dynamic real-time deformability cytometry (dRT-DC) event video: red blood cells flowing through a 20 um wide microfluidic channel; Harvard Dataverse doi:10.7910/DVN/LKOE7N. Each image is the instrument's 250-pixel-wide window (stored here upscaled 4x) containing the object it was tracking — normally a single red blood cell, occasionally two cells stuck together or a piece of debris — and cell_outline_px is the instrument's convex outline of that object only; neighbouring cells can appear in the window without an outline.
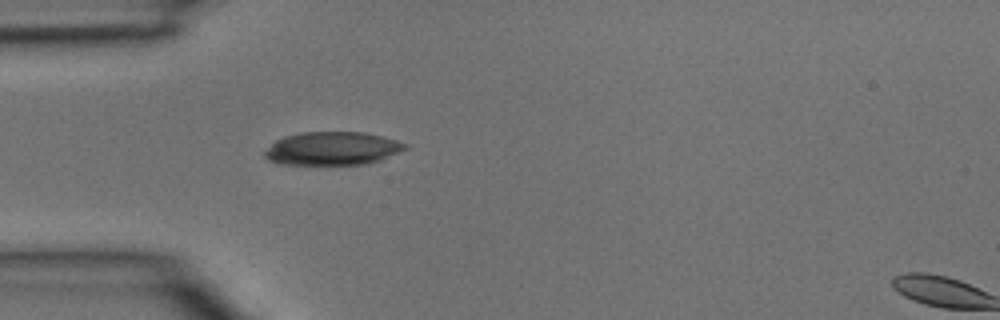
{"species": "common noctule bat (a hibernating species)", "species_latin": "Nyctalus noctula", "temperature_condition": "room temperature", "stored_images_in_passage": 5, "segment_of_instrument_passage": [1, 2], "camera_frame_rate_fps": 3000, "um_per_image_px": 0.085, "animal": {"sex": "male", "body_mass_g": 15.6}, "frame": {"image": 1, "passage_image": 4, "time_ms": 1.0, "image_size_px": [1000, 320], "cell_outline_px": [[408, 148], [380, 160], [368, 164], [280, 164], [268, 160], [264, 156], [264, 152], [276, 140], [284, 136], [300, 132], [364, 132], [396, 140], [408, 144]], "centroid_in_image_um": [28.25, 12.62], "position_along_channel_um": 56.7, "area_um2": 27.17}}